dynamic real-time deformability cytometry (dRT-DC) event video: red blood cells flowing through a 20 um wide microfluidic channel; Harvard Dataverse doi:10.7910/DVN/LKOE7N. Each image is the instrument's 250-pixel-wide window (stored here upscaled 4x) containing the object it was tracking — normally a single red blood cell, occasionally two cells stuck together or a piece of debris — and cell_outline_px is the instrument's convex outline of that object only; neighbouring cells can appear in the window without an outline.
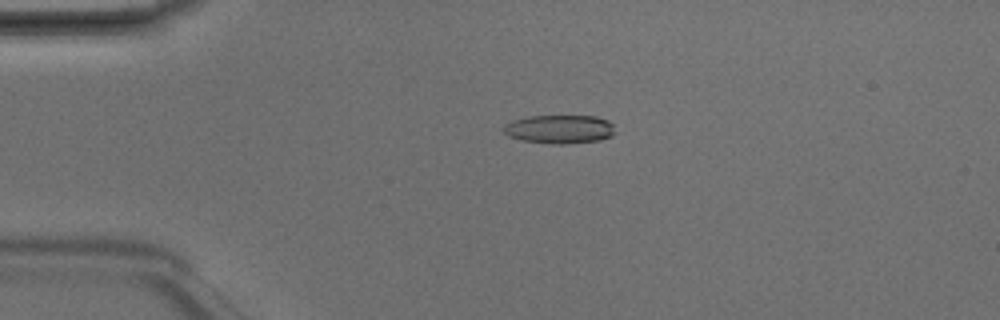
{"species": "Egyptian fruit bat (a non-hibernating species)", "species_latin": "Rousettus aegyptiacus", "temperature_condition": "room temperature", "stored_images_in_passage": 4, "camera_frame_rate_fps": 3000, "um_per_image_px": 0.085, "animal": {"sex": "male"}, "frame": {"image": 1, "passage_image": 3, "time_ms": 0.667, "image_size_px": [1000, 320], "cell_outline_px": [[612, 136], [600, 140], [564, 144], [552, 144], [520, 140], [508, 136], [504, 132], [504, 124], [512, 120], [528, 116], [596, 116], [608, 120], [612, 124]], "centroid_in_image_um": [47.52, 10.98], "position_along_channel_um": 37.5, "area_um2": 18.61}}